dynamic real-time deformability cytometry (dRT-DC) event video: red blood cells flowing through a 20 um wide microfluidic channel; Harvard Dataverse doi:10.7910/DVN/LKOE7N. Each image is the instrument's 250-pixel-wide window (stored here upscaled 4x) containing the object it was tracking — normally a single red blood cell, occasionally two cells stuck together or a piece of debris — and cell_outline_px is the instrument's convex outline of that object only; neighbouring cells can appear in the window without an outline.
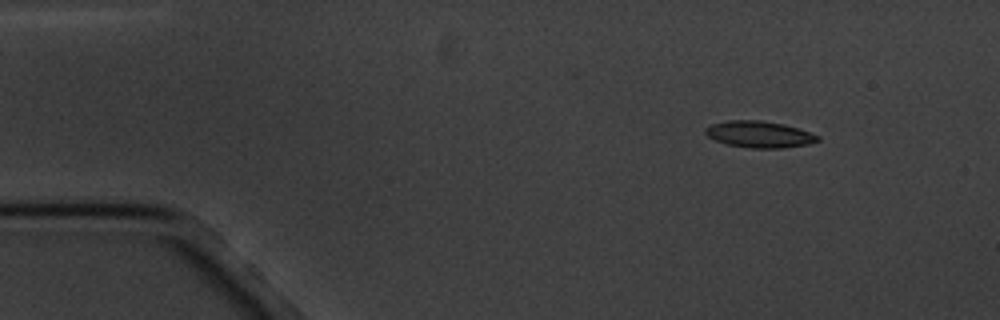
{"species": "common noctule bat (a hibernating species)", "species_latin": "Nyctalus noctula", "temperature_condition": "cold", "stored_images_in_passage": 5, "camera_frame_rate_fps": 3000, "um_per_image_px": 0.085, "animal": {"sex": "male", "body_mass_g": 20.1, "forearm_length_mm": 53.5}, "frame": {"image": 1, "passage_image": 3, "time_ms": 2.0, "image_size_px": [1000, 320], "cell_outline_px": [[820, 140], [808, 144], [784, 148], [752, 148], [728, 144], [716, 140], [708, 136], [704, 132], [704, 128], [712, 124], [728, 120], [760, 120], [784, 124], [820, 136]], "centroid_in_image_um": [64.53, 11.41], "position_along_channel_um": 20.5, "area_um2": 17.22}}
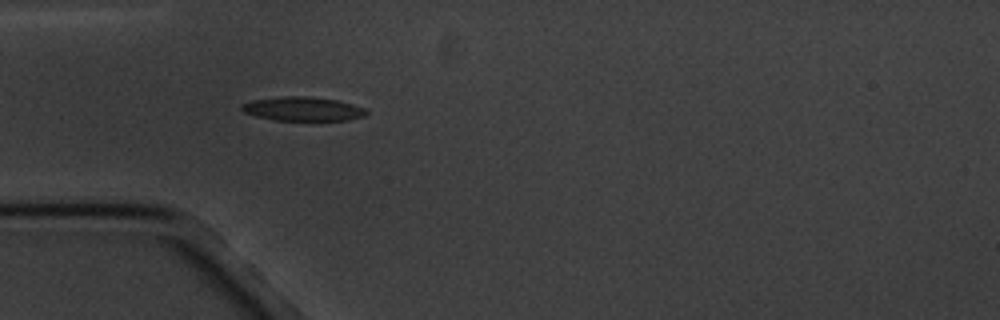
{"frame": {"image": 2, "passage_image": 5, "time_ms": 5.333, "image_size_px": [1000, 320], "cell_outline_px": [[368, 112], [364, 116], [348, 120], [276, 120], [256, 116], [244, 112], [240, 108], [240, 104], [252, 100], [280, 96], [308, 96], [336, 100], [352, 104], [364, 108]], "centroid_in_image_um": [25.71, 9.25], "position_along_channel_um": 59.3, "area_um2": 17.4}}